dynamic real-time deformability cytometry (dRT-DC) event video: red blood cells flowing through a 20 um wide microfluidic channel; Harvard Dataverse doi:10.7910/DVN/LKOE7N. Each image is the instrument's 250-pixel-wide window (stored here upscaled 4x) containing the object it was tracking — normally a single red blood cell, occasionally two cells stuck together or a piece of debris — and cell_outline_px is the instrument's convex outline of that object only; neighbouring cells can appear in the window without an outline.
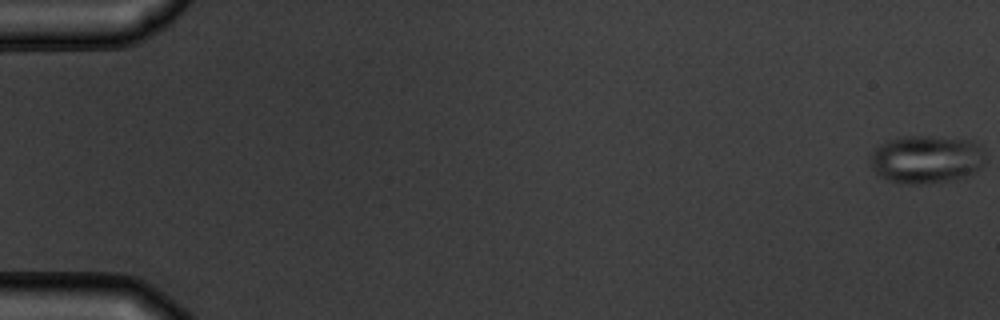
{"species": "common noctule bat (a hibernating species)", "species_latin": "Nyctalus noctula", "temperature_condition": "warm", "stored_images_in_passage": 5, "camera_frame_rate_fps": 3000, "um_per_image_px": 0.085, "animal": {"sex": "male", "body_mass_g": 19.5, "forearm_length_mm": 54.6}, "frame": {"image": 1, "passage_image": 1, "time_ms": 0.0, "image_size_px": [1000, 320], "cell_outline_px": [[984, 164], [972, 176], [964, 180], [924, 184], [908, 184], [888, 180], [880, 176], [872, 168], [872, 152], [880, 144], [888, 140], [908, 136], [932, 136], [976, 140], [980, 144], [984, 152]], "centroid_in_image_um": [78.84, 13.56], "position_along_channel_um": 6.2, "area_um2": 32.89}}